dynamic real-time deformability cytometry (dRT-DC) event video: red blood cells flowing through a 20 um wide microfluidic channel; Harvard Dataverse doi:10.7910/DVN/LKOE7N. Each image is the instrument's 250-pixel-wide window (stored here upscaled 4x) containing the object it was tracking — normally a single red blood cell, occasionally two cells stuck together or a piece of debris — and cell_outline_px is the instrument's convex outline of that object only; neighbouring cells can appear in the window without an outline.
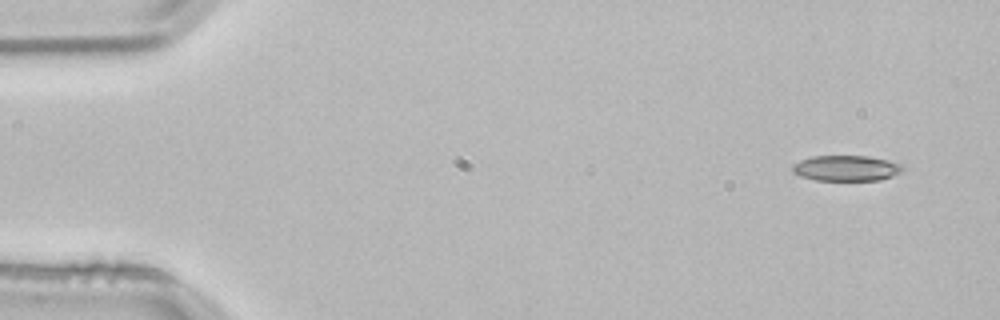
{"species": "common noctule bat (a hibernating species)", "species_latin": "Nyctalus noctula", "temperature_condition": "room temperature", "stored_images_in_passage": 3, "camera_frame_rate_fps": 3000, "um_per_image_px": 0.085, "animal": {"sex": "male", "body_mass_g": 21.5, "forearm_length_mm": 52.0}, "frame": {"image": 1, "passage_image": 1, "time_ms": 0.0, "image_size_px": [1000, 320], "cell_outline_px": [[904, 168], [900, 172], [892, 176], [880, 180], [816, 180], [800, 176], [792, 172], [792, 164], [800, 160], [812, 156], [868, 156], [888, 160], [900, 164]], "centroid_in_image_um": [71.9, 14.29], "position_along_channel_um": 13.1, "area_um2": 16.42}}
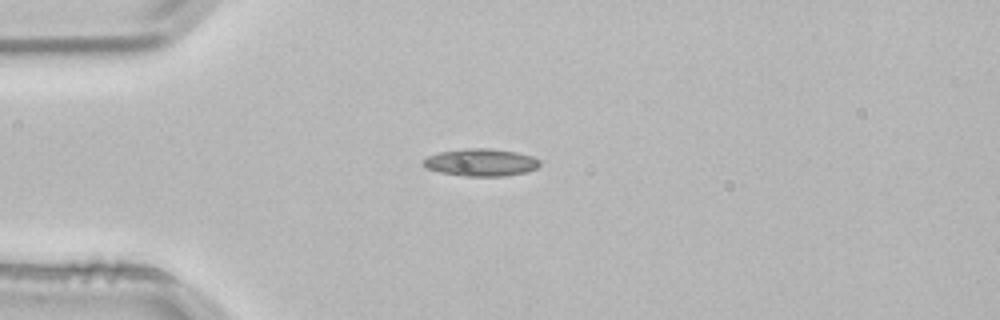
{"frame": {"image": 2, "passage_image": 3, "time_ms": 0.667, "image_size_px": [1000, 320], "cell_outline_px": [[540, 164], [536, 168], [524, 172], [504, 176], [464, 176], [440, 172], [424, 168], [420, 164], [420, 160], [428, 156], [440, 152], [464, 148], [488, 148], [516, 152], [532, 156], [540, 160]], "centroid_in_image_um": [40.81, 13.8], "position_along_channel_um": 44.2, "area_um2": 18.73}}